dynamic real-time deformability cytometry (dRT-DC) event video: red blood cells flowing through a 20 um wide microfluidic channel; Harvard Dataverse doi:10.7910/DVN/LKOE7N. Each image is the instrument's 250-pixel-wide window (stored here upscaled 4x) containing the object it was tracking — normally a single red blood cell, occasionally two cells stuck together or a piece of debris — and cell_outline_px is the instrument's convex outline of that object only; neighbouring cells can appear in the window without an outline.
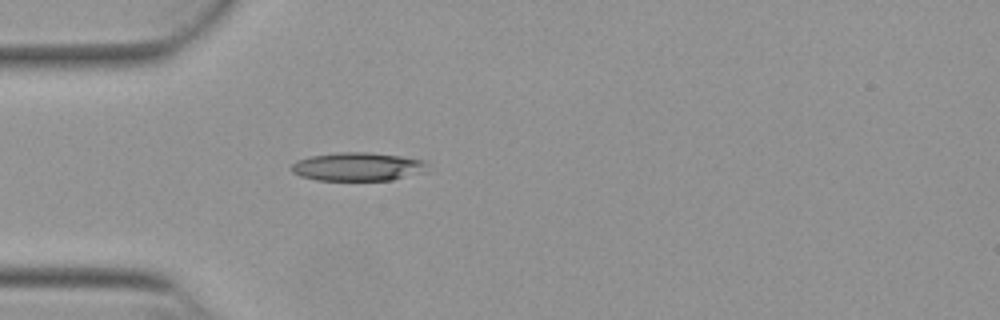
{"species": "Egyptian fruit bat (a non-hibernating species)", "species_latin": "Rousettus aegyptiacus", "temperature_condition": "warm", "stored_images_in_passage": 38, "camera_frame_rate_fps": 3000, "um_per_image_px": 0.085, "animal": {"sex": "female"}, "frame": {"image": 1, "passage_image": 1, "time_ms": 0.0, "image_size_px": [1000, 320], "cell_outline_px": [[428, 164], [424, 172], [392, 180], [316, 180], [300, 176], [292, 172], [288, 168], [296, 160], [312, 156], [340, 152], [368, 152], [400, 156], [424, 160]], "centroid_in_image_um": [30.38, 14.17], "position_along_channel_um": 54.6, "area_um2": 22.6}}
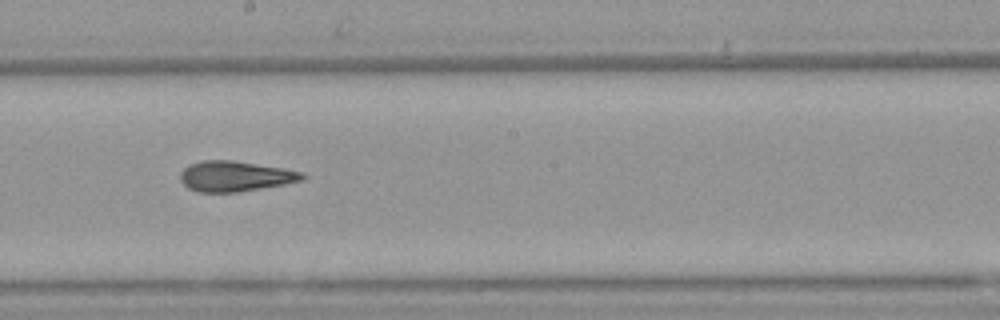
{"frame": {"image": 2, "passage_image": 15, "time_ms": 4.667, "image_size_px": [1000, 320], "cell_outline_px": [[308, 176], [304, 180], [284, 184], [236, 192], [200, 192], [188, 188], [180, 180], [180, 172], [188, 164], [204, 160], [232, 160], [284, 168], [300, 172]], "centroid_in_image_um": [19.98, 14.97], "position_along_channel_um": 228.2, "area_um2": 21.56}}
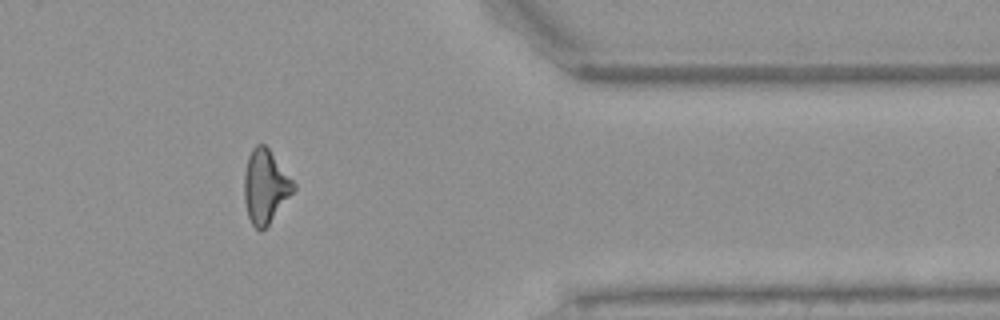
{"frame": {"image": 3, "passage_image": 29, "time_ms": 9.333, "image_size_px": [1000, 320], "cell_outline_px": [[296, 188], [268, 224], [260, 232], [252, 224], [248, 216], [244, 200], [244, 172], [248, 156], [252, 148], [256, 144], [264, 144], [268, 148], [296, 184]], "centroid_in_image_um": [22.53, 15.83], "position_along_channel_um": 388.9, "area_um2": 20.92}, "authors_computed_cell_mechanics": {"area_um2": 21.3571, "velocity_mm_per_s": 3.88, "shape_relaxation_time_tau1_ms": null, "shape_relaxation_time_tau2_ms": 2.3544, "deformation_change_tau1": null, "deformation_change_tau2": 0.1188}}